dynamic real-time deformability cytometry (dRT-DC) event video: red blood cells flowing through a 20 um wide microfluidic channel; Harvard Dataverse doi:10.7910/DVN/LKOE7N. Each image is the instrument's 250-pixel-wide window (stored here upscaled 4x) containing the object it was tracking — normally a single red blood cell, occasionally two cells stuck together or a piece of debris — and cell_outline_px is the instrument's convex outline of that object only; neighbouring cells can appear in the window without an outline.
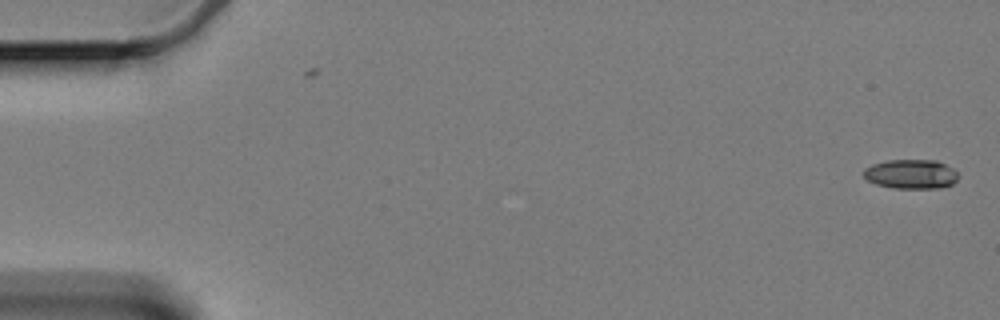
{"species": "Egyptian fruit bat (a non-hibernating species)", "species_latin": "Rousettus aegyptiacus", "temperature_condition": "cold", "stored_images_in_passage": 60, "camera_frame_rate_fps": 3000, "um_per_image_px": 0.085, "animal": {"sex": "female"}, "frame": {"image": 1, "passage_image": 1, "time_ms": 0.0, "image_size_px": [1000, 320], "cell_outline_px": [[960, 176], [952, 184], [940, 188], [892, 188], [876, 184], [868, 180], [864, 176], [864, 168], [872, 164], [888, 160], [936, 160], [952, 168]], "centroid_in_image_um": [77.44, 14.8], "position_along_channel_um": 7.6, "area_um2": 16.18}}
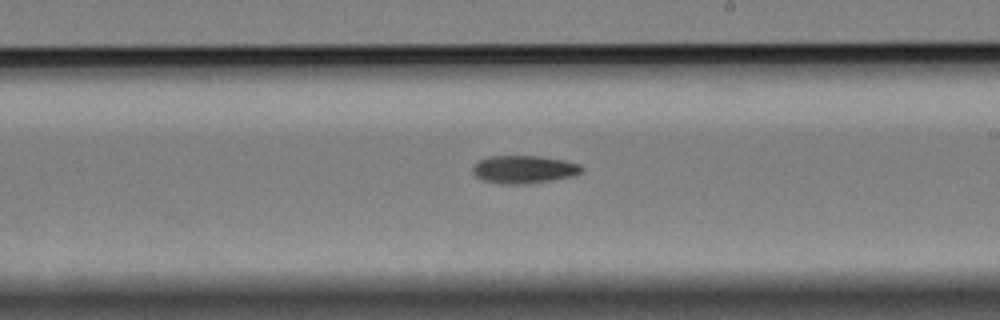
{"frame": {"image": 2, "passage_image": 35, "time_ms": 11.333, "image_size_px": [1000, 320], "cell_outline_px": [[580, 172], [572, 176], [552, 180], [524, 184], [500, 184], [484, 180], [476, 176], [472, 172], [472, 168], [480, 160], [492, 156], [540, 156], [564, 160], [580, 164]], "centroid_in_image_um": [44.51, 14.4], "position_along_channel_um": 244.5, "area_um2": 17.46}}
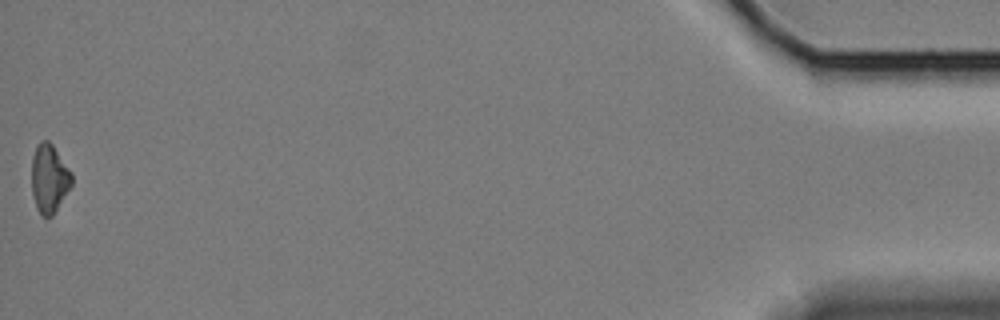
{"frame": {"image": 3, "passage_image": 60, "time_ms": 19.667, "image_size_px": [1000, 320], "cell_outline_px": [[72, 184], [52, 216], [40, 216], [36, 208], [32, 192], [32, 156], [36, 144], [40, 140], [48, 140], [52, 144], [72, 172]], "centroid_in_image_um": [4.17, 15.15], "position_along_channel_um": 431.0, "area_um2": 16.07}, "authors_computed_cell_mechanics": {"area_um2": 16.473, "velocity_mm_per_s": 3.3477, "shape_relaxation_time_tau1_ms": 8.3698, "shape_relaxation_time_tau2_ms": null, "deformation_change_tau1": 0.1407, "deformation_change_tau2": null}}